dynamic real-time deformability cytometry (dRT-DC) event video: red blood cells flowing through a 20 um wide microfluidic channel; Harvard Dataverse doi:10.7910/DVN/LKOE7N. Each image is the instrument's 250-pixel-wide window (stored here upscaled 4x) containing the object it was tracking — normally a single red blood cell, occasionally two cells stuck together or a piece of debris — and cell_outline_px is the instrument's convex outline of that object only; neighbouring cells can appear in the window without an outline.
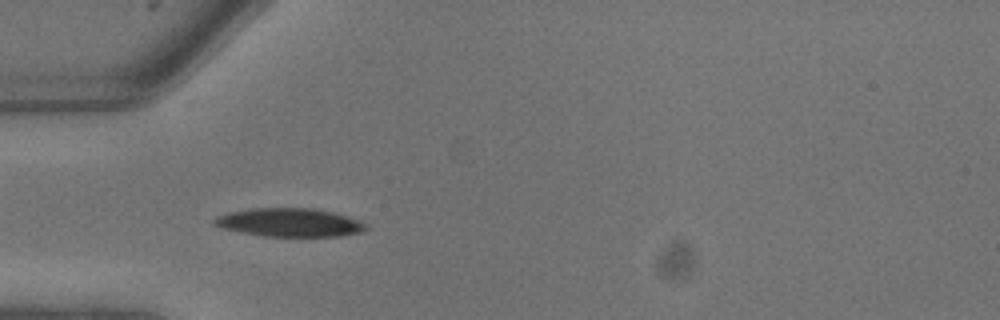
{"species": "common noctule bat (a hibernating species)", "species_latin": "Nyctalus noctula", "temperature_condition": "warm", "stored_images_in_passage": 6, "camera_frame_rate_fps": 3000, "um_per_image_px": 0.085, "animal": {"sex": "male", "body_mass_g": 13.3}, "frame": {"image": 1, "passage_image": 1, "time_ms": 0.0, "image_size_px": [1000, 320], "cell_outline_px": [[368, 228], [360, 232], [340, 236], [264, 236], [220, 228], [212, 224], [212, 220], [216, 216], [228, 212], [252, 208], [312, 208], [332, 212], [360, 220], [368, 224]], "centroid_in_image_um": [24.59, 18.91], "position_along_channel_um": 60.4, "area_um2": 25.2}}
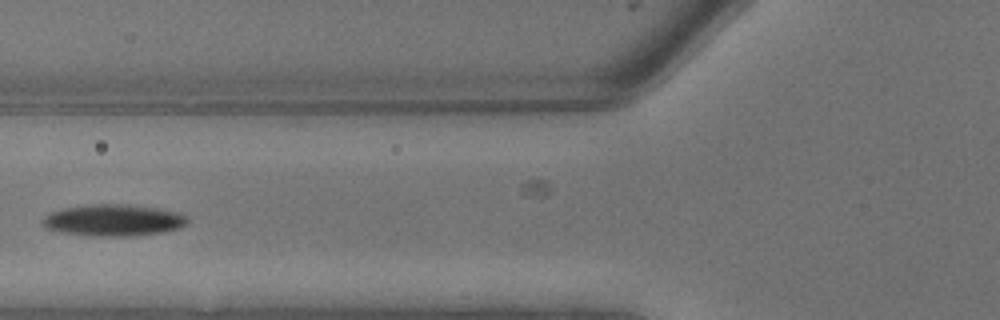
{"frame": {"image": 2, "passage_image": 3, "time_ms": 0.667, "image_size_px": [1000, 320], "cell_outline_px": [[188, 224], [180, 228], [164, 232], [128, 236], [92, 236], [64, 232], [48, 228], [40, 224], [40, 220], [44, 216], [52, 212], [64, 208], [88, 204], [128, 204], [156, 208], [180, 212], [188, 216]], "centroid_in_image_um": [9.68, 18.71], "position_along_channel_um": 116.1, "area_um2": 26.88}}